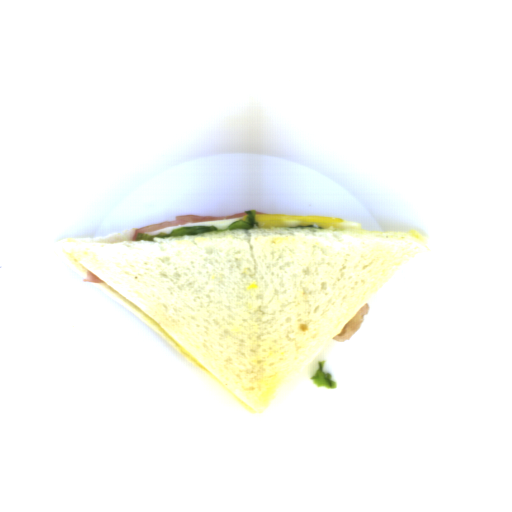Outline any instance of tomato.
<instances>
[{"instance_id":"2","label":"tomato","mask_w":512,"mask_h":512,"mask_svg":"<svg viewBox=\"0 0 512 512\" xmlns=\"http://www.w3.org/2000/svg\"><path fill=\"white\" fill-rule=\"evenodd\" d=\"M83 282L85 283H97V284H104V280L99 278L97 275L92 273L91 271H86V278H83Z\"/></svg>"},{"instance_id":"3","label":"tomato","mask_w":512,"mask_h":512,"mask_svg":"<svg viewBox=\"0 0 512 512\" xmlns=\"http://www.w3.org/2000/svg\"><path fill=\"white\" fill-rule=\"evenodd\" d=\"M255 212H256V215L257 214H269L268 212H261V211H257V210Z\"/></svg>"},{"instance_id":"1","label":"tomato","mask_w":512,"mask_h":512,"mask_svg":"<svg viewBox=\"0 0 512 512\" xmlns=\"http://www.w3.org/2000/svg\"><path fill=\"white\" fill-rule=\"evenodd\" d=\"M247 215V213L240 212L232 215H179L175 216V220L173 221H163L160 223H156L153 225L145 226L136 228L134 232L131 235L130 240L131 241H137V236L139 233H150L162 228L182 225V224H188V223H195V222H209V221H217V220H225V219H231V218H241L243 216Z\"/></svg>"}]
</instances>
